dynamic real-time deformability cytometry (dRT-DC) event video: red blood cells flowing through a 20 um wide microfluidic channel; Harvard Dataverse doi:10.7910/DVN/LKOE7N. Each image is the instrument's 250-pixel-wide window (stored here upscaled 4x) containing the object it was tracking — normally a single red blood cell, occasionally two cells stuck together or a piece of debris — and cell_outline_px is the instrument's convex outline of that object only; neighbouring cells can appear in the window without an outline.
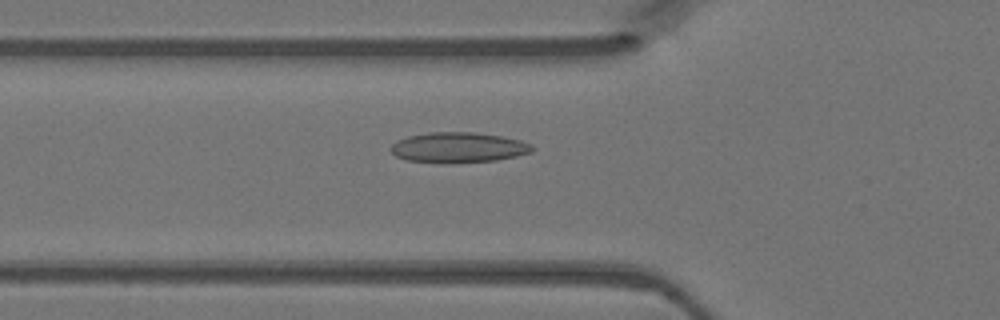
{"species": "Egyptian fruit bat (a non-hibernating species)", "species_latin": "Rousettus aegyptiacus", "temperature_condition": "warm", "stored_images_in_passage": 48, "camera_frame_rate_fps": 3000, "um_per_image_px": 0.085, "animal": {"sex": "female"}, "frame": {"image": 1, "passage_image": 17, "time_ms": 5.333, "image_size_px": [1000, 320], "cell_outline_px": [[536, 148], [532, 152], [516, 156], [496, 160], [452, 164], [440, 164], [408, 160], [396, 156], [388, 148], [396, 140], [408, 136], [428, 132], [472, 132], [500, 136], [520, 140], [532, 144]], "centroid_in_image_um": [38.94, 12.55], "position_along_channel_um": 86.9, "area_um2": 25.43}}
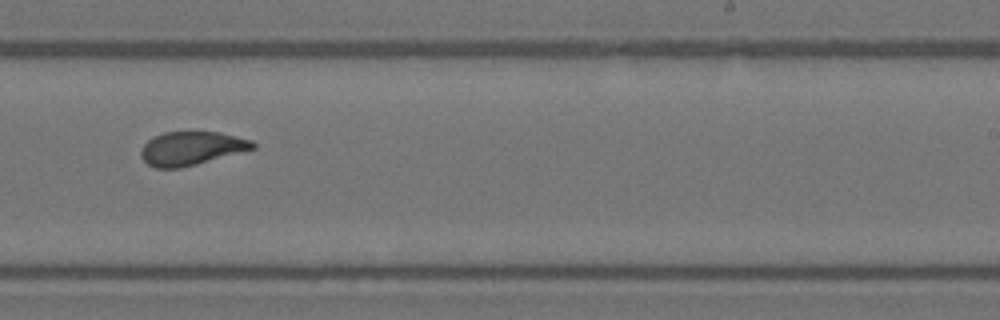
{"frame": {"image": 2, "passage_image": 30, "time_ms": 9.667, "image_size_px": [1000, 320], "cell_outline_px": [[256, 148], [196, 164], [180, 168], [156, 168], [148, 164], [140, 156], [140, 152], [144, 144], [148, 140], [164, 132], [220, 132], [252, 140], [256, 144]], "centroid_in_image_um": [16.27, 12.61], "position_along_channel_um": 272.7, "area_um2": 21.73}}
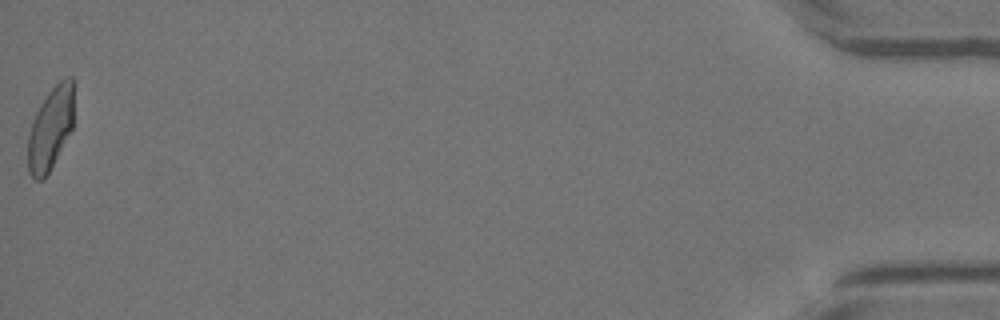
{"frame": {"image": 3, "passage_image": 48, "time_ms": 15.667, "image_size_px": [1000, 320], "cell_outline_px": [[72, 128], [44, 180], [36, 180], [28, 172], [28, 136], [32, 120], [40, 104], [48, 92], [64, 76], [72, 76]], "centroid_in_image_um": [4.26, 10.92], "position_along_channel_um": 430.9, "area_um2": 21.79}}